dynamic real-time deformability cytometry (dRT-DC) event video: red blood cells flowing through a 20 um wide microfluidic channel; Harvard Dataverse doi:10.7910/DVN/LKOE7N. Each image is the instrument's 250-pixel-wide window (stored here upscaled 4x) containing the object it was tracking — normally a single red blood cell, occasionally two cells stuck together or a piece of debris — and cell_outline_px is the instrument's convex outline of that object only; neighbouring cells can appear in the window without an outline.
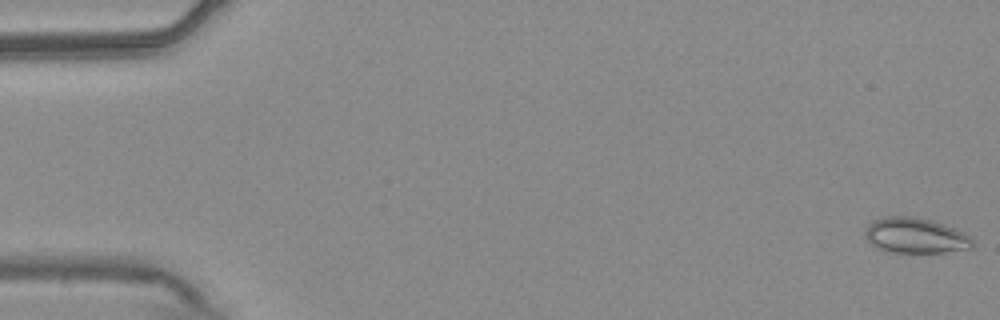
{"species": "common noctule bat (a hibernating species)", "species_latin": "Nyctalus noctula", "temperature_condition": "warm", "stored_images_in_passage": 54, "camera_frame_rate_fps": 3000, "um_per_image_px": 0.085, "animal": {"sex": "male", "body_mass_g": 20.4}, "frame": {"image": 1, "passage_image": 1, "time_ms": 0.0, "image_size_px": [1000, 320], "cell_outline_px": [[972, 248], [944, 252], [892, 252], [876, 248], [864, 236], [864, 232], [868, 224], [872, 220], [888, 216], [916, 216], [932, 220], [944, 224], [964, 232], [972, 236]], "centroid_in_image_um": [77.8, 20.01], "position_along_channel_um": 7.2, "area_um2": 22.31}}
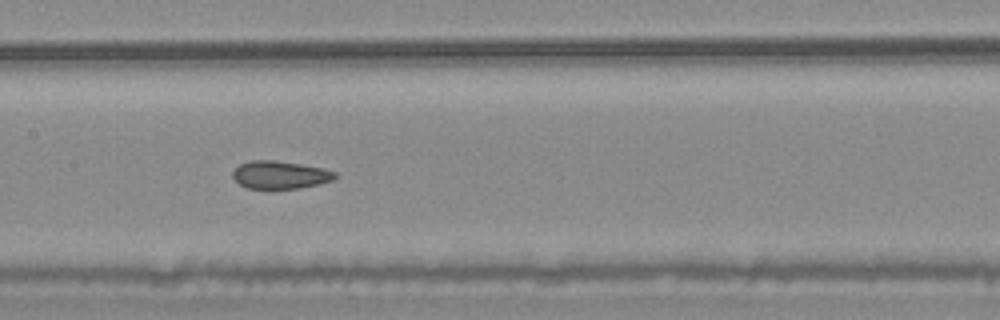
{"frame": {"image": 2, "passage_image": 27, "time_ms": 8.667, "image_size_px": [1000, 320], "cell_outline_px": [[336, 176], [332, 180], [320, 184], [300, 188], [268, 192], [248, 188], [240, 184], [232, 176], [232, 172], [240, 164], [252, 160], [272, 160], [300, 164], [320, 168], [336, 172]], "centroid_in_image_um": [23.77, 14.92], "position_along_channel_um": 183.6, "area_um2": 17.05}}
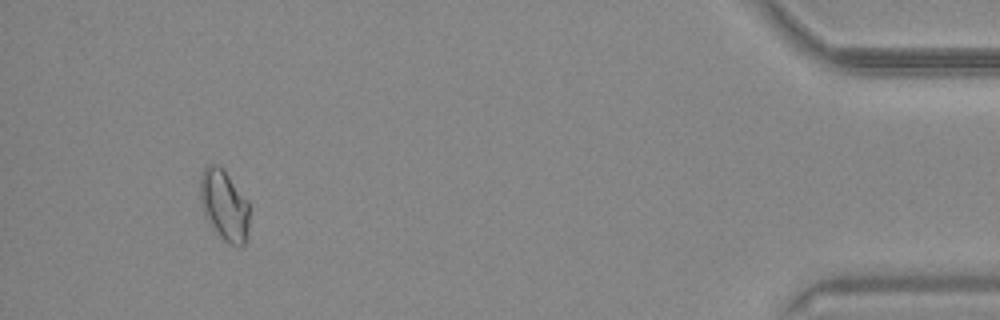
{"frame": {"image": 3, "passage_image": 51, "time_ms": 16.667, "image_size_px": [1000, 320], "cell_outline_px": [[248, 224], [244, 244], [240, 248], [224, 240], [220, 236], [204, 216], [200, 200], [200, 176], [204, 168], [208, 164], [220, 164], [248, 200]], "centroid_in_image_um": [19.04, 17.4], "position_along_channel_um": 416.2, "area_um2": 20.29}, "authors_computed_cell_mechanics": {"area_um2": 18.207, "velocity_mm_per_s": 3.7475, "shape_relaxation_time_tau1_ms": null, "shape_relaxation_time_tau2_ms": 1.8737, "deformation_change_tau1": null, "deformation_change_tau2": 0.0425}}